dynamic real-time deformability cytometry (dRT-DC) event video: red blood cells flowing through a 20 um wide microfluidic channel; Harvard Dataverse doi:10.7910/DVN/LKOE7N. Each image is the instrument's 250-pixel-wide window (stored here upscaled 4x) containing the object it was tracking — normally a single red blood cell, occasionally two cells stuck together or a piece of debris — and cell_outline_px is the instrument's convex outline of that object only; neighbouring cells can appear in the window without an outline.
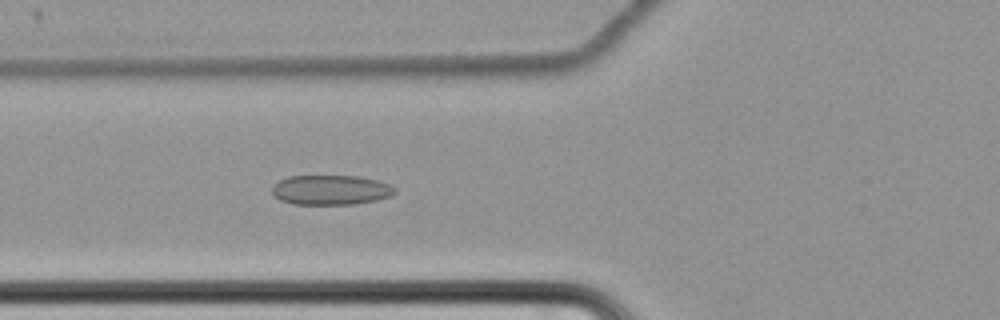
{"species": "common noctule bat (a hibernating species)", "species_latin": "Nyctalus noctula", "temperature_condition": "cold", "stored_images_in_passage": 65, "camera_frame_rate_fps": 3000, "um_per_image_px": 0.085, "animal": {"sex": "female", "body_mass_g": 22.7, "forearm_length_mm": 54.2}, "frame": {"image": 1, "passage_image": 28, "time_ms": 9.0, "image_size_px": [1000, 320], "cell_outline_px": [[396, 192], [392, 196], [376, 200], [356, 204], [292, 204], [280, 200], [272, 196], [272, 188], [280, 180], [288, 176], [356, 176], [376, 180], [388, 184], [396, 188]], "centroid_in_image_um": [28.11, 16.15], "position_along_channel_um": 97.7, "area_um2": 21.33}}
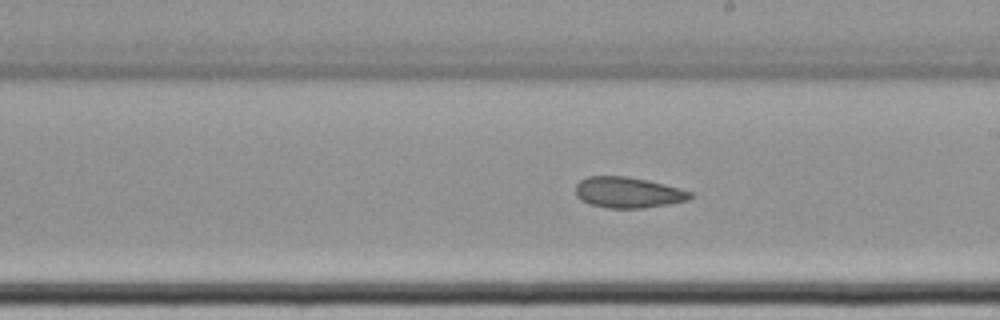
{"frame": {"image": 2, "passage_image": 40, "time_ms": 13.0, "image_size_px": [1000, 320], "cell_outline_px": [[696, 196], [688, 200], [668, 204], [644, 208], [608, 208], [588, 204], [580, 200], [576, 196], [576, 184], [580, 180], [588, 176], [628, 176], [648, 180], [664, 184], [692, 192]], "centroid_in_image_um": [53.38, 16.36], "position_along_channel_um": 235.6, "area_um2": 20.81}}
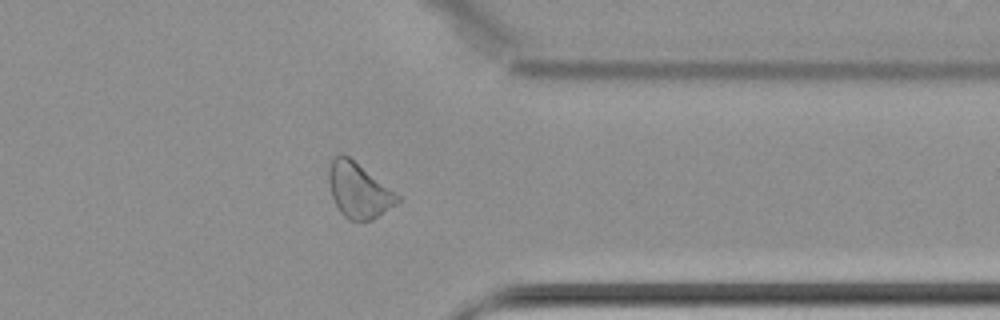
{"frame": {"image": 3, "passage_image": 53, "time_ms": 17.333, "image_size_px": [1000, 320], "cell_outline_px": [[400, 200], [396, 204], [372, 220], [348, 220], [340, 212], [332, 196], [328, 180], [328, 164], [340, 152], [348, 156], [400, 196]], "centroid_in_image_um": [30.45, 16.17], "position_along_channel_um": 380.9, "area_um2": 21.73}, "authors_computed_cell_mechanics": {"area_um2": 23.4668, "velocity_mm_per_s": 3.4512, "shape_relaxation_time_tau1_ms": null, "shape_relaxation_time_tau2_ms": 6.3437, "deformation_change_tau1": null, "deformation_change_tau2": 0.1189}}